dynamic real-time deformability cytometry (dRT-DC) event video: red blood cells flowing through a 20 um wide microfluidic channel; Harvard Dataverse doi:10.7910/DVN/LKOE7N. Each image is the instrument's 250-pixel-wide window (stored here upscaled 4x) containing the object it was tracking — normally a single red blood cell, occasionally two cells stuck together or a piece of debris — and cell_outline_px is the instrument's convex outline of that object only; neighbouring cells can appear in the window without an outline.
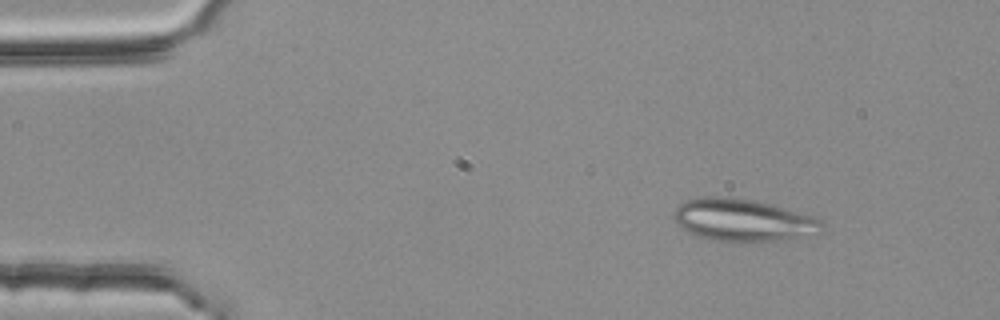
{"species": "common noctule bat (a hibernating species)", "species_latin": "Nyctalus noctula", "temperature_condition": "room temperature", "stored_images_in_passage": 52, "segment_of_instrument_passage": [1, 2], "camera_frame_rate_fps": 3000, "um_per_image_px": 0.085, "animal": {"sex": "female", "body_mass_g": 25.1}, "frame": {"image": 1, "passage_image": 6, "time_ms": 1.667, "image_size_px": [1000, 320], "cell_outline_px": [[824, 220], [820, 232], [748, 244], [736, 244], [708, 240], [688, 232], [672, 216], [672, 212], [680, 204], [688, 200], [708, 196], [724, 196], [756, 200], [812, 216]], "centroid_in_image_um": [63.1, 18.73], "position_along_channel_um": 21.9, "area_um2": 36.65}}